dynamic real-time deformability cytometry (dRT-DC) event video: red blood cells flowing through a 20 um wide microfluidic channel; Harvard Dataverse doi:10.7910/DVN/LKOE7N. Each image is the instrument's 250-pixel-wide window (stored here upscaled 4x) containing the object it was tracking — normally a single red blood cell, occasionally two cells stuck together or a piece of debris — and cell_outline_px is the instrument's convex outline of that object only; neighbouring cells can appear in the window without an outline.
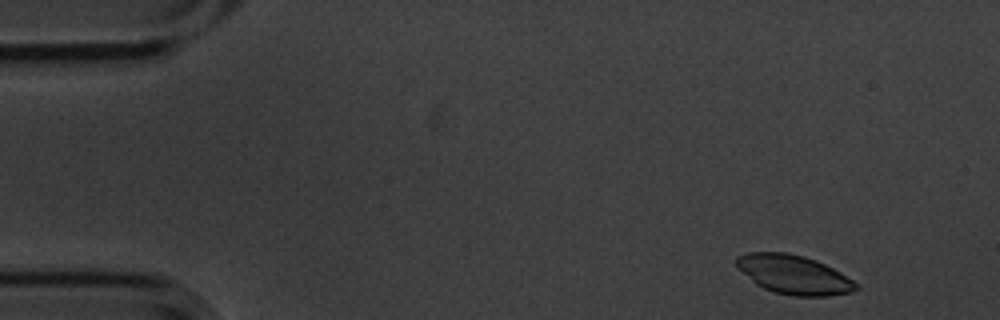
{"species": "common noctule bat (a hibernating species)", "species_latin": "Nyctalus noctula", "temperature_condition": "cold", "stored_images_in_passage": 5, "camera_frame_rate_fps": 3000, "um_per_image_px": 0.085, "animal": {"sex": "male", "body_mass_g": 20.1, "forearm_length_mm": 53.5}, "frame": {"image": 1, "passage_image": 1, "time_ms": 0.0, "image_size_px": [1000, 320], "cell_outline_px": [[860, 288], [852, 292], [828, 296], [792, 296], [776, 292], [764, 288], [756, 284], [736, 268], [736, 256], [748, 252], [784, 252], [804, 256], [816, 260], [840, 272], [860, 284]], "centroid_in_image_um": [67.48, 23.34], "position_along_channel_um": 17.5, "area_um2": 27.34}}